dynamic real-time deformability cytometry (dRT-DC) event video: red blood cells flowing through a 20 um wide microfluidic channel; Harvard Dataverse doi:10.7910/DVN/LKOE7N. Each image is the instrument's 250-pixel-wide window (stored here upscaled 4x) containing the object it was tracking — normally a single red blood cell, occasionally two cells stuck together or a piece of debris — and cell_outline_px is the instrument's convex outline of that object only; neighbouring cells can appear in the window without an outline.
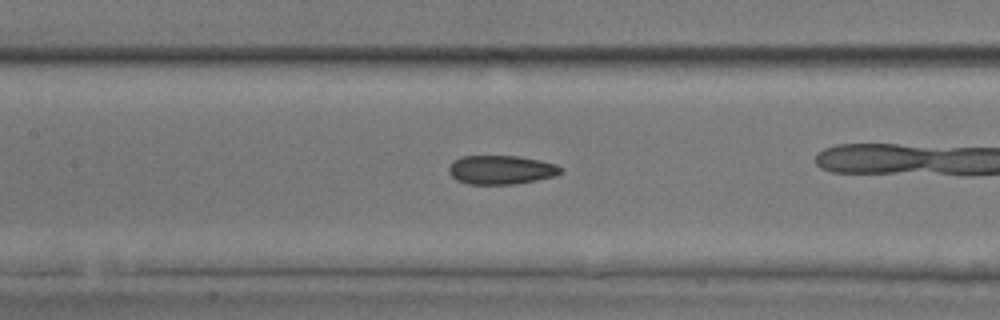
{"species": "common noctule bat (a hibernating species)", "species_latin": "Nyctalus noctula", "temperature_condition": "room temperature", "stored_images_in_passage": 40, "camera_frame_rate_fps": 3000, "um_per_image_px": 0.085, "animal": {"sex": "male", "body_mass_g": 17.9, "forearm_length_mm": 54.2}, "frame": {"image": 1, "passage_image": 23, "time_ms": 7.333, "image_size_px": [1000, 320], "cell_outline_px": [[564, 172], [556, 176], [536, 180], [512, 184], [468, 184], [456, 180], [448, 172], [448, 168], [452, 160], [460, 156], [520, 156], [540, 160], [556, 164], [564, 168]], "centroid_in_image_um": [42.6, 14.43], "position_along_channel_um": 164.8, "area_um2": 19.13}}